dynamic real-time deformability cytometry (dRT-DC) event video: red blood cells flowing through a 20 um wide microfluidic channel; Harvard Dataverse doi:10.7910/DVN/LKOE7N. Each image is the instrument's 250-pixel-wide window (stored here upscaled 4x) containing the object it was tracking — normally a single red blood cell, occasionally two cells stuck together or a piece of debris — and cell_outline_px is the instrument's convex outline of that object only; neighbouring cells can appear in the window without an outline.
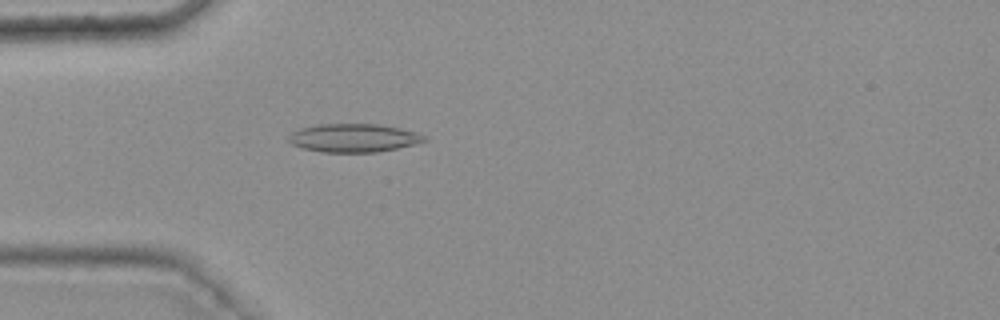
{"species": "common noctule bat (a hibernating species)", "species_latin": "Nyctalus noctula", "temperature_condition": "warm", "stored_images_in_passage": 48, "camera_frame_rate_fps": 3000, "um_per_image_px": 0.085, "animal": {"sex": "female", "body_mass_g": 25.1}, "frame": {"image": 1, "passage_image": 16, "time_ms": 5.0, "image_size_px": [1000, 320], "cell_outline_px": [[428, 140], [396, 148], [376, 152], [320, 152], [300, 148], [292, 144], [288, 140], [288, 136], [292, 132], [300, 128], [320, 124], [380, 124], [400, 128], [416, 132], [428, 136]], "centroid_in_image_um": [30.04, 11.72], "position_along_channel_um": 55.0, "area_um2": 22.48}}
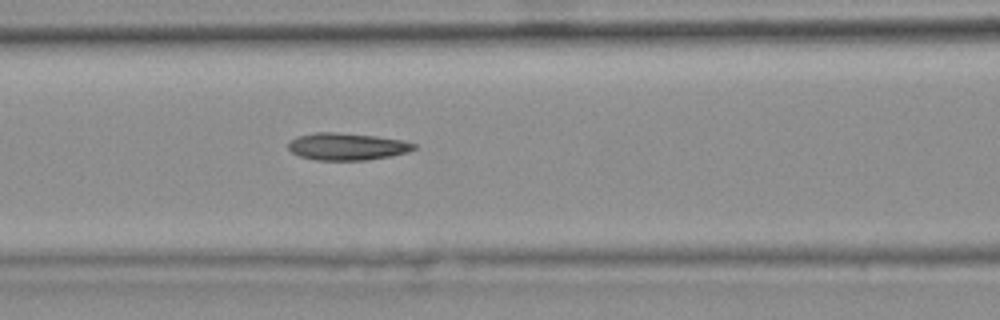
{"frame": {"image": 2, "passage_image": 23, "time_ms": 7.333, "image_size_px": [1000, 320], "cell_outline_px": [[416, 148], [408, 152], [368, 160], [316, 160], [300, 156], [292, 152], [288, 148], [288, 144], [296, 136], [316, 132], [336, 132], [376, 136], [404, 140], [416, 144]], "centroid_in_image_um": [29.5, 12.45], "position_along_channel_um": 137.1, "area_um2": 19.88}}
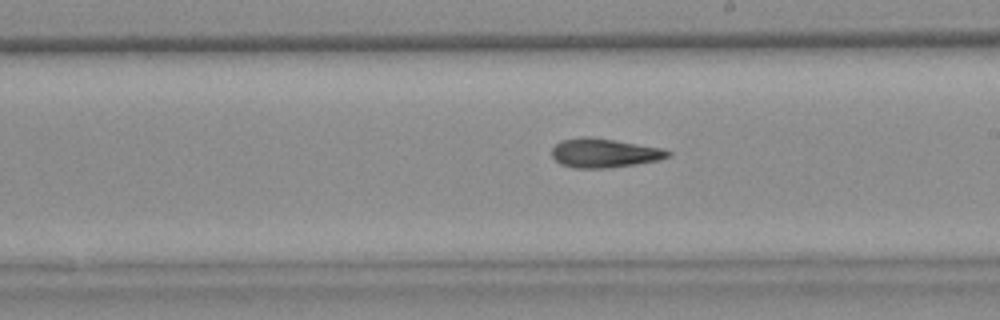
{"frame": {"image": 3, "passage_image": 31, "time_ms": 10.0, "image_size_px": [1000, 320], "cell_outline_px": [[672, 156], [656, 160], [636, 164], [608, 168], [572, 168], [560, 164], [552, 156], [552, 148], [560, 140], [580, 136], [592, 136], [660, 148], [672, 152]], "centroid_in_image_um": [51.32, 13.0], "position_along_channel_um": 237.7, "area_um2": 19.77}, "authors_computed_cell_mechanics": {"area_um2": 19.7676, "velocity_mm_per_s": 3.7768, "shape_relaxation_time_tau1_ms": null, "shape_relaxation_time_tau2_ms": 5.0499, "deformation_change_tau1": null, "deformation_change_tau2": 0.1492}}